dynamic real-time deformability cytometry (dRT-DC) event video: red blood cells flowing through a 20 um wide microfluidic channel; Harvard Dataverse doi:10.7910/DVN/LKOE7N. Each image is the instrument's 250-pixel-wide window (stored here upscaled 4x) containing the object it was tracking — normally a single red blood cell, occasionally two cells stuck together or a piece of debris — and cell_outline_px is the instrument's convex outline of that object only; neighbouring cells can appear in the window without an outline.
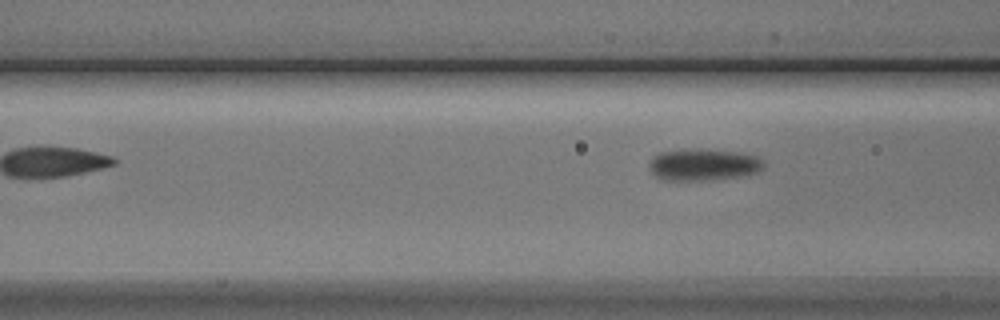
{"species": "Egyptian fruit bat (a non-hibernating species)", "species_latin": "Rousettus aegyptiacus", "temperature_condition": "cold", "stored_images_in_passage": 7, "camera_frame_rate_fps": 3000, "um_per_image_px": 0.085, "animal": {"sex": "male"}, "frame": {"image": 1, "passage_image": 7, "time_ms": 7.0, "image_size_px": [1000, 320], "cell_outline_px": [[764, 164], [756, 172], [740, 176], [700, 180], [660, 180], [648, 168], [648, 164], [652, 156], [660, 152], [736, 152], [756, 156]], "centroid_in_image_um": [59.71, 14.05], "position_along_channel_um": 106.9, "area_um2": 19.88}}